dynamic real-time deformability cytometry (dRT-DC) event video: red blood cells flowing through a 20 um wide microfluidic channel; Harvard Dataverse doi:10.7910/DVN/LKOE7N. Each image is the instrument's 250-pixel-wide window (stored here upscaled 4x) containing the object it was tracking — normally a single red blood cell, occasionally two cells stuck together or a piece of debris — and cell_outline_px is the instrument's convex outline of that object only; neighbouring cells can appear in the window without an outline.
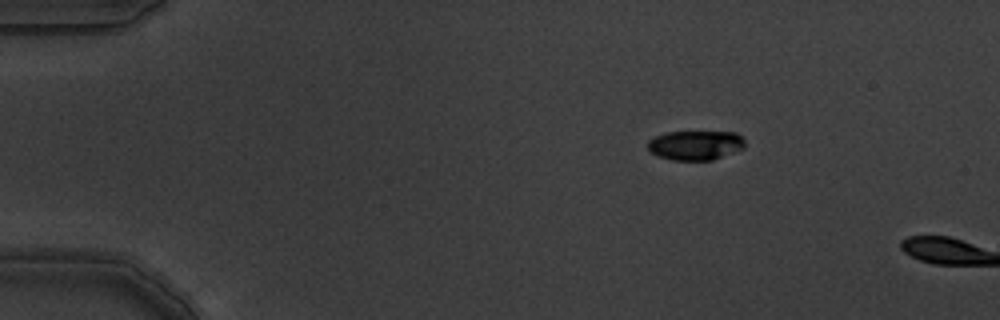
{"species": "common noctule bat (a hibernating species)", "species_latin": "Nyctalus noctula", "temperature_condition": "warm", "stored_images_in_passage": 2, "camera_frame_rate_fps": 3000, "um_per_image_px": 0.085, "animal": {"sex": "male", "body_mass_g": 19.5, "forearm_length_mm": 54.6}, "frame": {"image": 1, "passage_image": 1, "time_ms": 0.0, "image_size_px": [1000, 320], "cell_outline_px": [[744, 148], [712, 160], [672, 160], [656, 156], [648, 148], [648, 140], [656, 136], [668, 132], [736, 132], [744, 140]], "centroid_in_image_um": [59.1, 12.35], "position_along_channel_um": 25.9, "area_um2": 16.59}}